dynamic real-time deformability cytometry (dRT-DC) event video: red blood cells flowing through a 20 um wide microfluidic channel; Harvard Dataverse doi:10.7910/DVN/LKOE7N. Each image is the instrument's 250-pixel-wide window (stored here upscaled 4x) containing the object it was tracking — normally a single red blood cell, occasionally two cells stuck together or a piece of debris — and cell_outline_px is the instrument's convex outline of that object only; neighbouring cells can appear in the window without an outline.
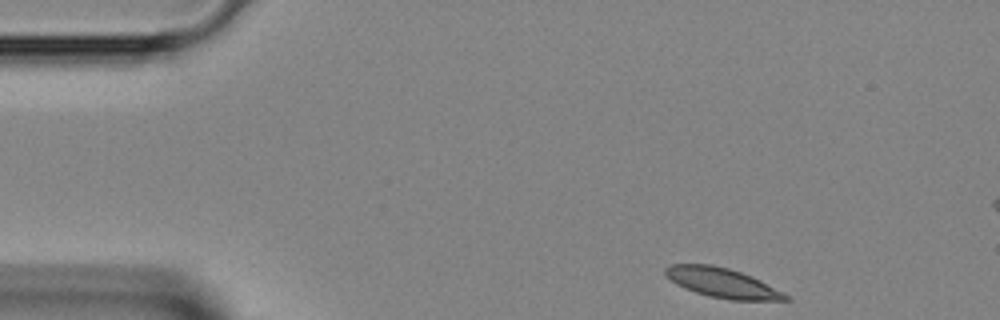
{"species": "Egyptian fruit bat (a non-hibernating species)", "species_latin": "Rousettus aegyptiacus", "temperature_condition": "room temperature", "stored_images_in_passage": 39, "segment_of_instrument_passage": [1, 2], "camera_frame_rate_fps": 3000, "um_per_image_px": 0.085, "animal": {"sex": "female"}, "frame": {"image": 1, "passage_image": 1, "time_ms": 0.0, "image_size_px": [1000, 320], "cell_outline_px": [[792, 300], [732, 300], [708, 296], [684, 288], [676, 284], [664, 272], [664, 268], [672, 264], [712, 264], [728, 268], [752, 276], [760, 280], [788, 296]], "centroid_in_image_um": [61.37, 24.03], "position_along_channel_um": 23.6, "area_um2": 20.46}}
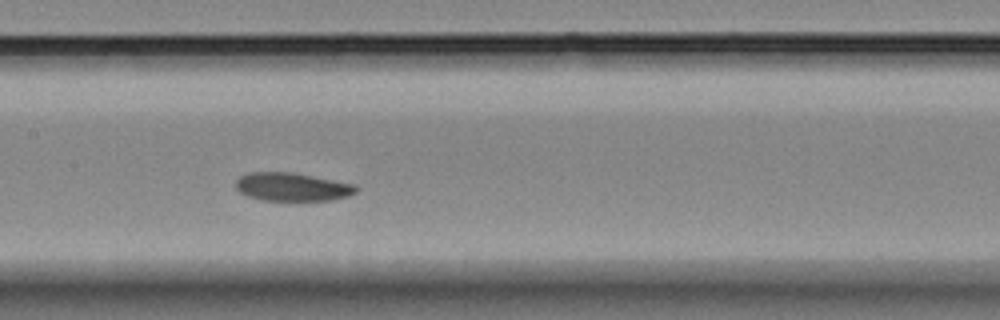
{"frame": {"image": 2, "passage_image": 16, "time_ms": 5.0, "image_size_px": [1000, 320], "cell_outline_px": [[360, 188], [356, 192], [348, 196], [328, 200], [260, 200], [248, 196], [240, 192], [236, 188], [236, 180], [240, 176], [248, 172], [292, 172], [356, 184]], "centroid_in_image_um": [24.84, 15.88], "position_along_channel_um": 182.6, "area_um2": 19.88}}
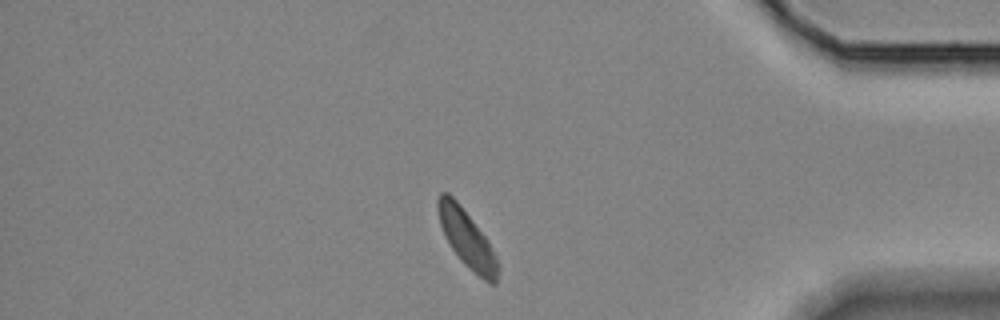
{"frame": {"image": 3, "passage_image": 32, "time_ms": 10.333, "image_size_px": [1000, 320], "cell_outline_px": [[500, 268], [496, 284], [492, 284], [484, 280], [464, 264], [452, 248], [440, 224], [436, 204], [436, 200], [440, 192], [448, 192], [456, 200], [488, 240], [500, 264]], "centroid_in_image_um": [39.71, 20.31], "position_along_channel_um": 395.5, "area_um2": 19.83}}